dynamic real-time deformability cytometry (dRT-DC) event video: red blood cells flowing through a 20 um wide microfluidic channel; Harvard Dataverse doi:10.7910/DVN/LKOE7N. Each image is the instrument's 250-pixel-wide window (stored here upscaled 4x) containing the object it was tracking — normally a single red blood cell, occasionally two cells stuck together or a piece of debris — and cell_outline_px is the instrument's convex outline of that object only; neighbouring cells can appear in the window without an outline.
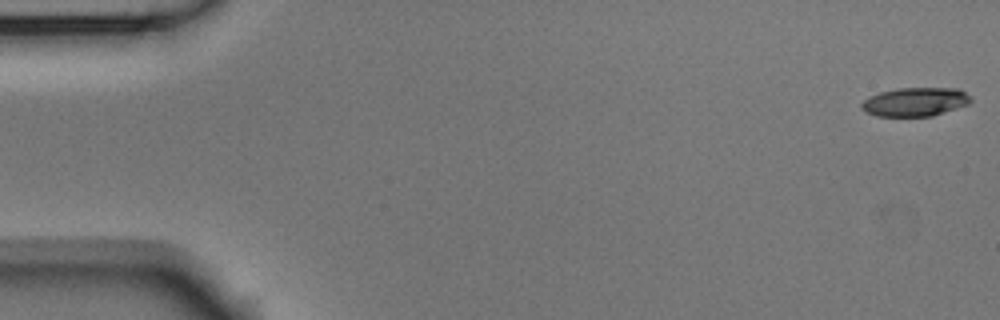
{"species": "Egyptian fruit bat (a non-hibernating species)", "species_latin": "Rousettus aegyptiacus", "temperature_condition": "room temperature", "stored_images_in_passage": 10, "camera_frame_rate_fps": 3000, "um_per_image_px": 0.085, "animal": {"sex": "male"}, "frame": {"image": 1, "passage_image": 1, "time_ms": 0.0, "image_size_px": [1000, 320], "cell_outline_px": [[972, 100], [968, 104], [932, 116], [876, 116], [864, 112], [860, 108], [860, 104], [868, 96], [880, 92], [896, 88], [960, 88]], "centroid_in_image_um": [77.73, 8.65], "position_along_channel_um": 7.3, "area_um2": 18.38}}